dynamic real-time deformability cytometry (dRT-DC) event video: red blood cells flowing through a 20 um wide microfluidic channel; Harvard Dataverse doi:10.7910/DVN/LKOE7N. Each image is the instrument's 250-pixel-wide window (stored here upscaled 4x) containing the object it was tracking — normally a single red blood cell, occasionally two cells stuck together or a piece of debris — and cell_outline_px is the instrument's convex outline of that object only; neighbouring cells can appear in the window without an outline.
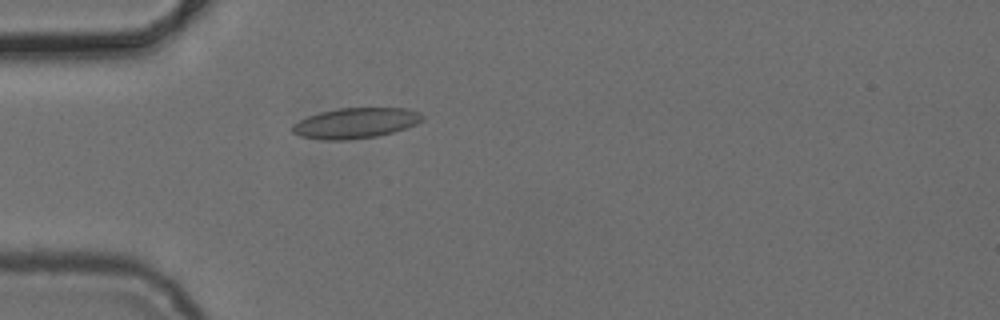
{"species": "common noctule bat (a hibernating species)", "species_latin": "Nyctalus noctula", "temperature_condition": "cold", "stored_images_in_passage": 2, "camera_frame_rate_fps": 3000, "um_per_image_px": 0.085, "animal": {"sex": "female", "body_mass_g": 24.6, "forearm_length_mm": 56.2}, "frame": {"image": 1, "passage_image": 2, "time_ms": 1.333, "image_size_px": [1000, 320], "cell_outline_px": [[424, 120], [416, 124], [392, 132], [376, 136], [348, 140], [324, 140], [300, 136], [292, 132], [292, 124], [308, 116], [320, 112], [340, 108], [404, 108], [420, 112], [424, 116]], "centroid_in_image_um": [30.22, 10.46], "position_along_channel_um": 54.8, "area_um2": 23.0}}